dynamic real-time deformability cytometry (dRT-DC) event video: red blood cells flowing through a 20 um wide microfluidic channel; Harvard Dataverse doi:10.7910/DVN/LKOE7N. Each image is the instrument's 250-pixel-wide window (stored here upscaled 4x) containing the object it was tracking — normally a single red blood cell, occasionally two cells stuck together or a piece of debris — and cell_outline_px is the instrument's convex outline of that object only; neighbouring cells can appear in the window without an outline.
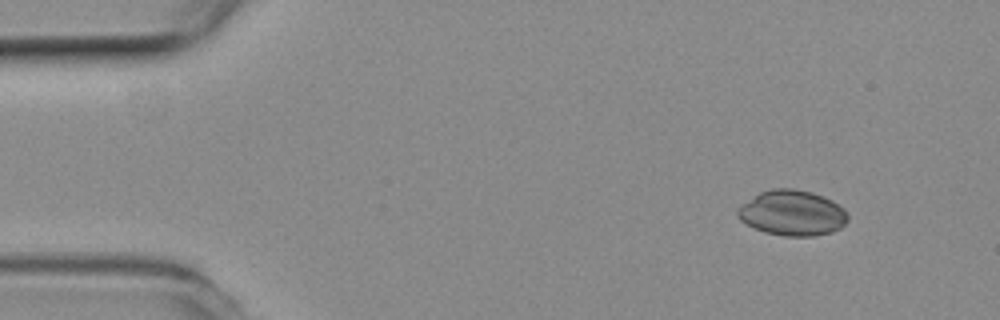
{"species": "common noctule bat (a hibernating species)", "species_latin": "Nyctalus noctula", "temperature_condition": "room temperature", "stored_images_in_passage": 4, "camera_frame_rate_fps": 3000, "um_per_image_px": 0.085, "animal": {"sex": "female", "body_mass_g": 19.3, "forearm_length_mm": 54.1}, "frame": {"image": 1, "passage_image": 1, "time_ms": 0.0, "image_size_px": [1000, 320], "cell_outline_px": [[848, 220], [840, 228], [832, 232], [816, 236], [784, 236], [764, 232], [740, 220], [736, 212], [744, 204], [760, 192], [772, 188], [792, 188], [812, 192], [824, 196], [832, 200], [844, 208], [848, 212]], "centroid_in_image_um": [67.4, 18.1], "position_along_channel_um": 17.6, "area_um2": 29.07}}